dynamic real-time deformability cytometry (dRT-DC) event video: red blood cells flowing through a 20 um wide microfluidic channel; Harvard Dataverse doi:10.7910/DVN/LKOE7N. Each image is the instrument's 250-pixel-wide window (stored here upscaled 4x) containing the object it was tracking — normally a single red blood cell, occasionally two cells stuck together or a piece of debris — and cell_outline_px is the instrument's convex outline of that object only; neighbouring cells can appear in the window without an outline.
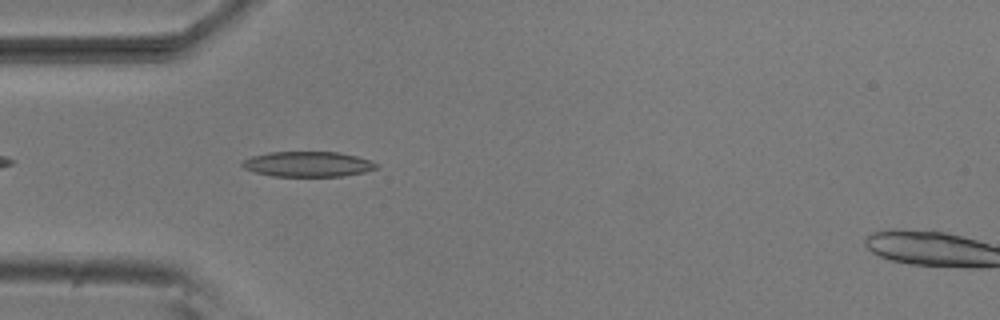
{"species": "common noctule bat (a hibernating species)", "species_latin": "Nyctalus noctula", "temperature_condition": "room temperature", "stored_images_in_passage": 39, "camera_frame_rate_fps": 3000, "um_per_image_px": 0.085, "animal": {"sex": "male", "body_mass_g": 20.5, "forearm_length_mm": 52.5}, "frame": {"image": 1, "passage_image": 4, "time_ms": 1.0, "image_size_px": [1000, 320], "cell_outline_px": [[376, 168], [364, 172], [344, 176], [272, 176], [256, 172], [244, 168], [240, 164], [244, 160], [252, 156], [268, 152], [336, 152], [356, 156], [368, 160], [376, 164]], "centroid_in_image_um": [26.13, 13.95], "position_along_channel_um": 58.9, "area_um2": 19.48}}
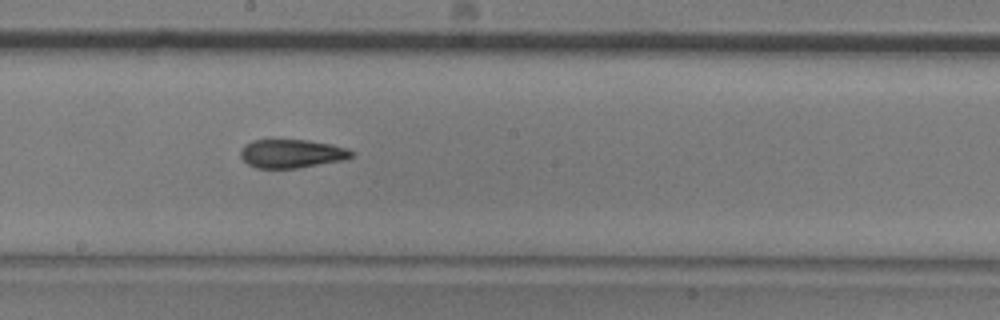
{"frame": {"image": 2, "passage_image": 17, "time_ms": 5.333, "image_size_px": [1000, 320], "cell_outline_px": [[352, 156], [344, 160], [296, 168], [256, 168], [248, 164], [240, 156], [240, 152], [244, 144], [252, 140], [308, 140], [332, 144], [348, 148], [352, 152]], "centroid_in_image_um": [24.78, 13.05], "position_along_channel_um": 223.4, "area_um2": 18.44}}
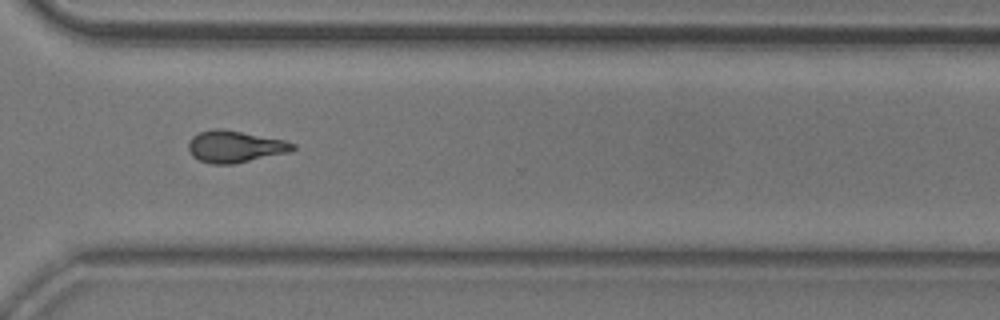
{"frame": {"image": 3, "passage_image": 27, "time_ms": 8.667, "image_size_px": [1000, 320], "cell_outline_px": [[296, 148], [288, 152], [232, 164], [212, 164], [200, 160], [192, 156], [188, 148], [188, 144], [192, 136], [200, 132], [216, 128], [220, 128], [284, 140], [296, 144]], "centroid_in_image_um": [19.95, 12.46], "position_along_channel_um": 350.7, "area_um2": 19.07}, "authors_computed_cell_mechanics": {"area_um2": 18.7272, "velocity_mm_per_s": 3.8319, "shape_relaxation_time_tau1_ms": 6.7719, "shape_relaxation_time_tau2_ms": 1.8799, "deformation_change_tau1": 0.189, "deformation_change_tau2": 0.0915}}